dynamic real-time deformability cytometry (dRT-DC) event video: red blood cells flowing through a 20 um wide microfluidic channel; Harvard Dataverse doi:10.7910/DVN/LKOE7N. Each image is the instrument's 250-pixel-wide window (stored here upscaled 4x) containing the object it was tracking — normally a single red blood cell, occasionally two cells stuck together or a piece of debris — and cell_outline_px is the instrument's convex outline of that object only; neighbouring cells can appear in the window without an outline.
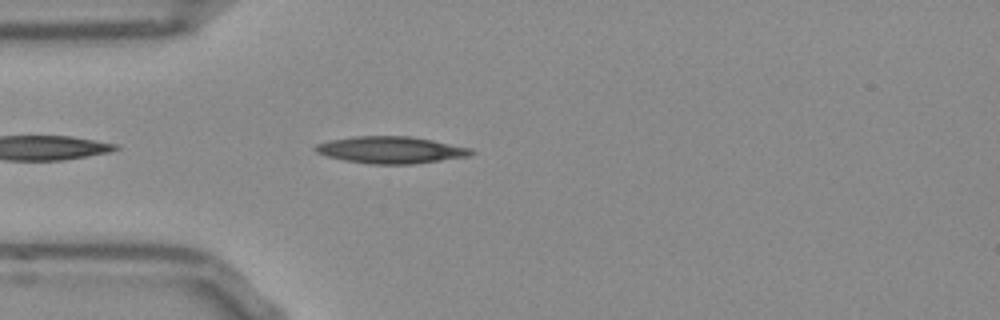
{"species": "Egyptian fruit bat (a non-hibernating species)", "species_latin": "Rousettus aegyptiacus", "temperature_condition": "room temperature", "stored_images_in_passage": 41, "camera_frame_rate_fps": 3000, "um_per_image_px": 0.085, "frame": {"image": 1, "passage_image": 3, "time_ms": 0.667, "image_size_px": [1000, 320], "cell_outline_px": [[476, 152], [468, 156], [412, 164], [368, 164], [344, 160], [328, 156], [316, 152], [312, 148], [316, 144], [328, 140], [356, 136], [412, 136], [472, 148]], "centroid_in_image_um": [33.2, 12.74], "position_along_channel_um": 51.8, "area_um2": 24.45}}
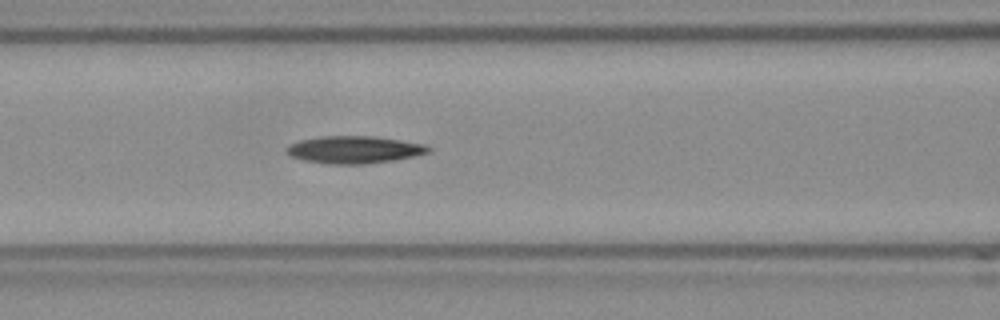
{"frame": {"image": 2, "passage_image": 10, "time_ms": 3.0, "image_size_px": [1000, 320], "cell_outline_px": [[432, 152], [396, 160], [364, 164], [328, 164], [304, 160], [292, 156], [284, 152], [284, 148], [300, 140], [320, 136], [372, 136], [400, 140], [424, 144], [432, 148]], "centroid_in_image_um": [30.12, 12.72], "position_along_channel_um": 136.5, "area_um2": 22.72}}
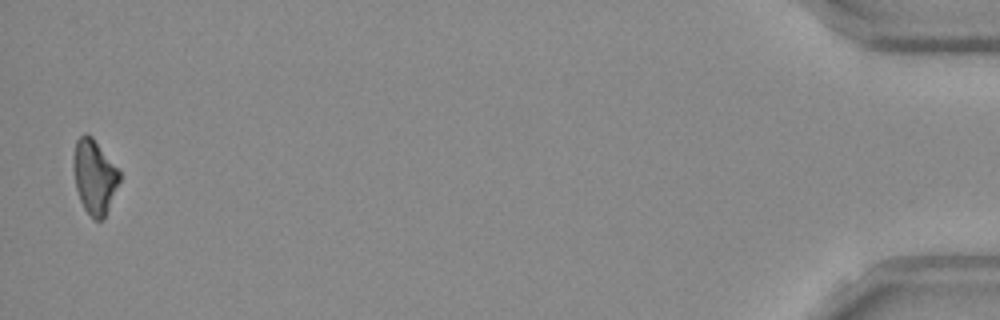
{"frame": {"image": 3, "passage_image": 40, "time_ms": 13.0, "image_size_px": [1000, 320], "cell_outline_px": [[120, 180], [104, 220], [96, 220], [84, 208], [80, 200], [76, 188], [72, 168], [72, 156], [76, 140], [84, 132], [88, 132], [92, 136], [120, 168]], "centroid_in_image_um": [8.02, 14.95], "position_along_channel_um": 427.2, "area_um2": 20.46}, "authors_computed_cell_mechanics": {"area_um2": 21.7906, "velocity_mm_per_s": 3.8871, "shape_relaxation_time_tau1_ms": 6.7971, "shape_relaxation_time_tau2_ms": null, "deformation_change_tau1": 0.1859, "deformation_change_tau2": null}}